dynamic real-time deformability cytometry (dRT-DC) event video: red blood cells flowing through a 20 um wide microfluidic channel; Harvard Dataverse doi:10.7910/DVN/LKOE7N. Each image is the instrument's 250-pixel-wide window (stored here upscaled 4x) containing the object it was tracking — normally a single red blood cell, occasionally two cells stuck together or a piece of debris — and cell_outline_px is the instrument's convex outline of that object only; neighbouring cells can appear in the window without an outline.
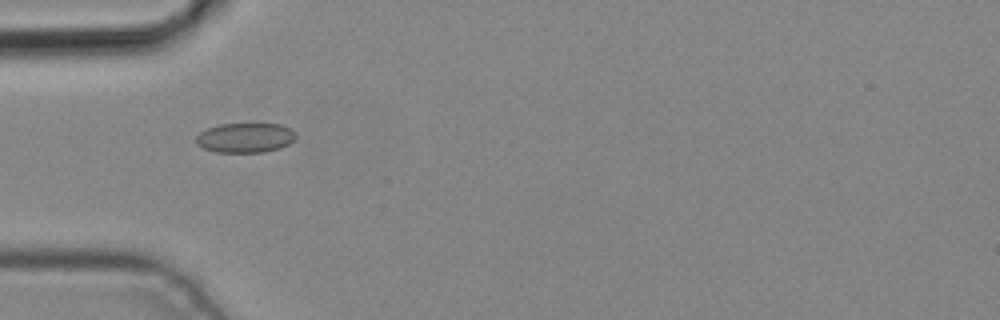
{"species": "common noctule bat (a hibernating species)", "species_latin": "Nyctalus noctula", "temperature_condition": "cold", "stored_images_in_passage": 4, "camera_frame_rate_fps": 3000, "um_per_image_px": 0.085, "animal": {"sex": "male", "body_mass_g": 19.2, "forearm_length_mm": 51.8}, "frame": {"image": 1, "passage_image": 4, "time_ms": 1.0, "image_size_px": [1000, 320], "cell_outline_px": [[296, 136], [288, 144], [280, 148], [264, 152], [216, 152], [204, 148], [196, 144], [196, 136], [200, 132], [208, 128], [220, 124], [280, 124], [288, 128]], "centroid_in_image_um": [20.8, 11.71], "position_along_channel_um": 64.2, "area_um2": 17.05}}